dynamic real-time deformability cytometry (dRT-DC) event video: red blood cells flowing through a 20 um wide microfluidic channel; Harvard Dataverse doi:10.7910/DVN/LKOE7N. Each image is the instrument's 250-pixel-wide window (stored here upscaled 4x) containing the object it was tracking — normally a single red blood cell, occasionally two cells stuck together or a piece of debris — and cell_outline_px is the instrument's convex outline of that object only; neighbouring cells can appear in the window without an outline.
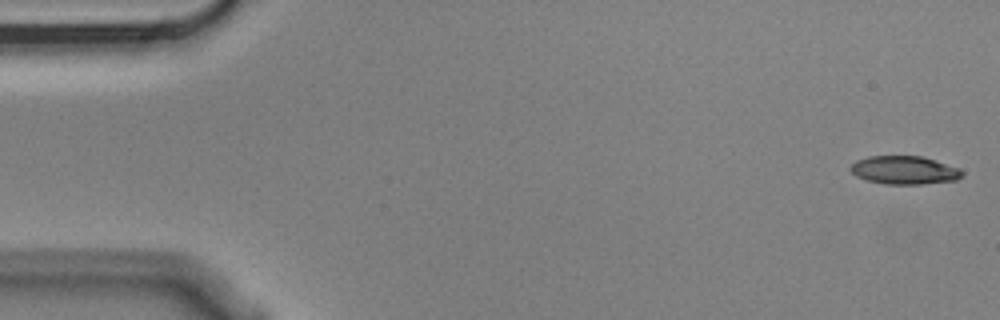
{"species": "Egyptian fruit bat (a non-hibernating species)", "species_latin": "Rousettus aegyptiacus", "temperature_condition": "cold", "stored_images_in_passage": 5, "camera_frame_rate_fps": 3000, "um_per_image_px": 0.085, "animal": {"sex": "male"}, "frame": {"image": 1, "passage_image": 1, "time_ms": 0.0, "image_size_px": [1000, 320], "cell_outline_px": [[964, 172], [956, 180], [920, 184], [888, 184], [868, 180], [856, 176], [848, 168], [856, 160], [868, 156], [924, 156], [956, 168]], "centroid_in_image_um": [76.82, 14.45], "position_along_channel_um": 8.2, "area_um2": 18.15}}
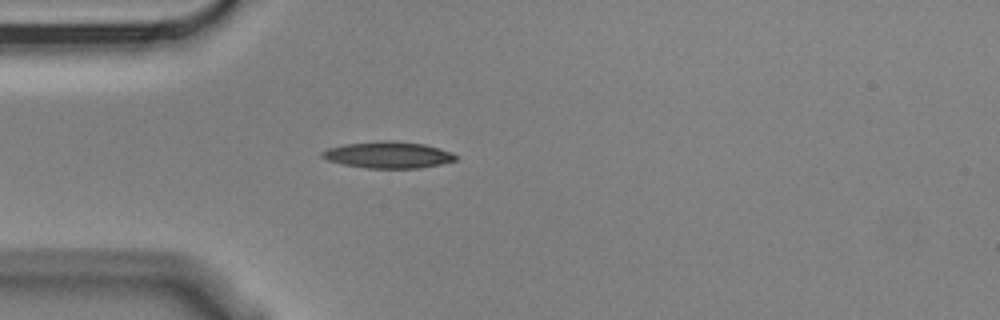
{"frame": {"image": 2, "passage_image": 5, "time_ms": 1.333, "image_size_px": [1000, 320], "cell_outline_px": [[456, 160], [440, 164], [420, 168], [364, 168], [344, 164], [328, 160], [320, 156], [320, 152], [328, 148], [344, 144], [380, 140], [392, 140], [424, 144], [452, 152], [456, 156]], "centroid_in_image_um": [32.97, 13.16], "position_along_channel_um": 52.0, "area_um2": 20.69}}